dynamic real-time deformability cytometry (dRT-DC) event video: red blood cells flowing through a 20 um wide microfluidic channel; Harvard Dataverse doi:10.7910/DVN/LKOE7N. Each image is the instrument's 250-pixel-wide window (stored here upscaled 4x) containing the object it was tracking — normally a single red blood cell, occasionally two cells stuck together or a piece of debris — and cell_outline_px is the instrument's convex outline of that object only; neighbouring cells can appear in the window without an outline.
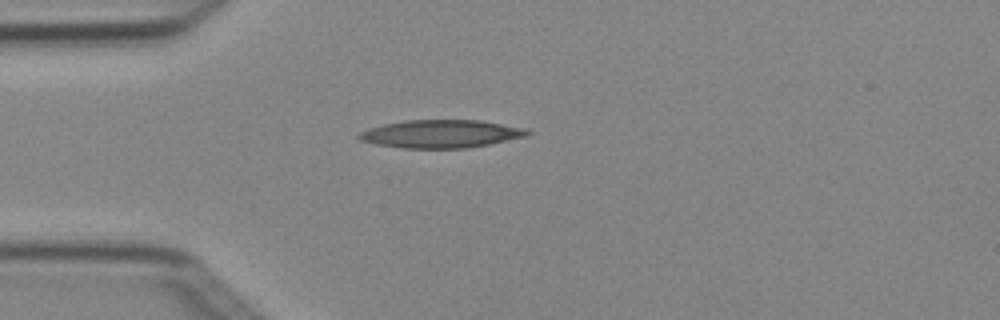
{"species": "Egyptian fruit bat (a non-hibernating species)", "species_latin": "Rousettus aegyptiacus", "temperature_condition": "cold", "stored_images_in_passage": 4, "camera_frame_rate_fps": 3000, "um_per_image_px": 0.085, "animal": {"sex": "female"}, "frame": {"image": 1, "passage_image": 4, "time_ms": 1.0, "image_size_px": [1000, 320], "cell_outline_px": [[532, 132], [528, 136], [468, 148], [400, 148], [376, 144], [360, 140], [356, 136], [356, 132], [368, 128], [384, 124], [404, 120], [480, 120], [528, 128]], "centroid_in_image_um": [37.47, 11.37], "position_along_channel_um": 47.5, "area_um2": 27.74}}